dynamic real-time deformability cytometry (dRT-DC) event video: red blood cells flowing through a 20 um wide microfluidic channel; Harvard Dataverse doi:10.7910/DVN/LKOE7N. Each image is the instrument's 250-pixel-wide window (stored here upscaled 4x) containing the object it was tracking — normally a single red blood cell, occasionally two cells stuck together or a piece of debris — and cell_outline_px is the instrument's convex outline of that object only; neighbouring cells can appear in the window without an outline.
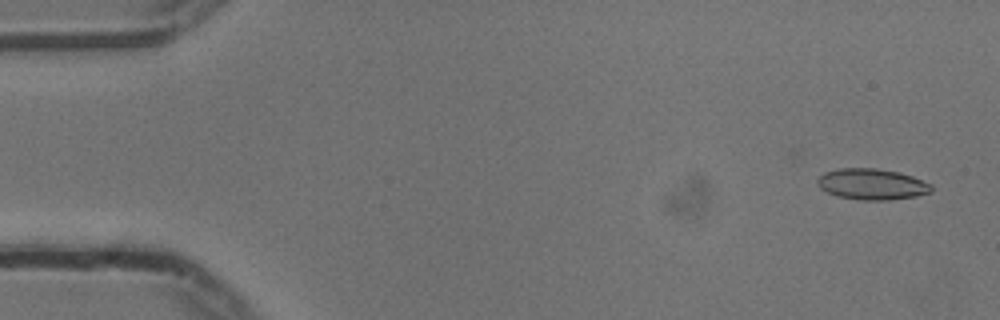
{"species": "common noctule bat (a hibernating species)", "species_latin": "Nyctalus noctula", "temperature_condition": "cold", "stored_images_in_passage": 55, "camera_frame_rate_fps": 3000, "um_per_image_px": 0.085, "animal": {"sex": "male", "body_mass_g": 13.3}, "frame": {"image": 1, "passage_image": 3, "time_ms": 0.667, "image_size_px": [1000, 320], "cell_outline_px": [[932, 192], [916, 196], [888, 200], [860, 200], [836, 196], [820, 188], [816, 184], [816, 180], [824, 172], [840, 168], [876, 168], [900, 172], [912, 176], [932, 184]], "centroid_in_image_um": [74.11, 15.65], "position_along_channel_um": 10.9, "area_um2": 20.75}}
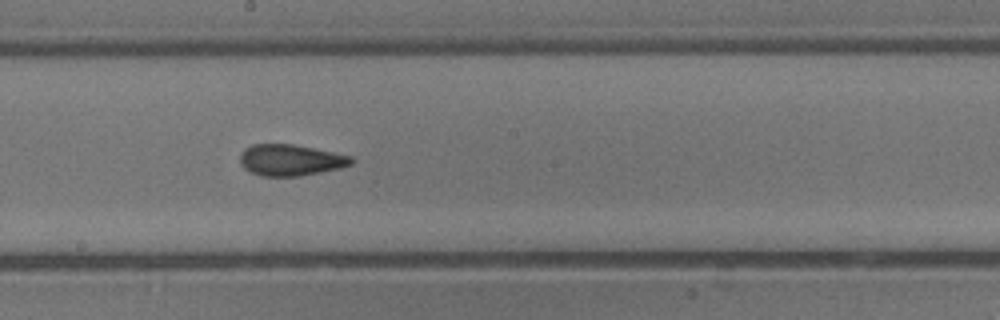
{"frame": {"image": 2, "passage_image": 30, "time_ms": 9.667, "image_size_px": [1000, 320], "cell_outline_px": [[352, 164], [340, 168], [300, 176], [260, 176], [244, 168], [240, 164], [240, 152], [244, 148], [252, 144], [292, 144], [352, 156]], "centroid_in_image_um": [24.65, 13.6], "position_along_channel_um": 223.5, "area_um2": 20.23}}
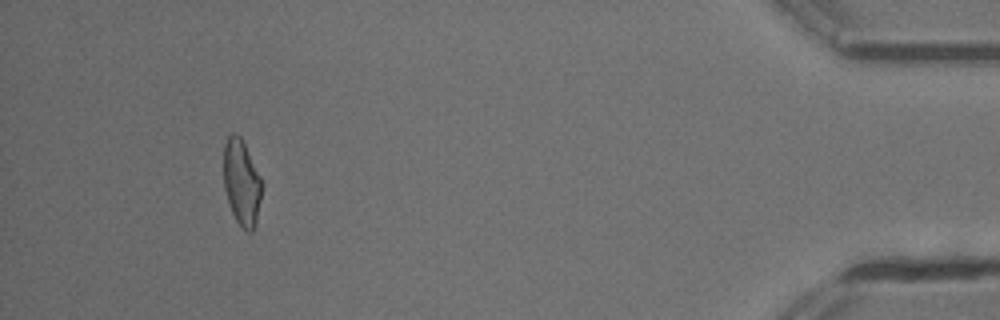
{"frame": {"image": 3, "passage_image": 51, "time_ms": 16.667, "image_size_px": [1000, 320], "cell_outline_px": [[264, 184], [256, 224], [252, 232], [248, 232], [236, 220], [232, 212], [224, 188], [224, 144], [228, 136], [232, 132], [236, 132], [240, 136]], "centroid_in_image_um": [20.56, 15.51], "position_along_channel_um": 414.6, "area_um2": 19.13}, "authors_computed_cell_mechanics": {"area_um2": 19.9988, "velocity_mm_per_s": 3.7532, "shape_relaxation_time_tau1_ms": null, "shape_relaxation_time_tau2_ms": 2.0907, "deformation_change_tau1": null, "deformation_change_tau2": 0.1022}}